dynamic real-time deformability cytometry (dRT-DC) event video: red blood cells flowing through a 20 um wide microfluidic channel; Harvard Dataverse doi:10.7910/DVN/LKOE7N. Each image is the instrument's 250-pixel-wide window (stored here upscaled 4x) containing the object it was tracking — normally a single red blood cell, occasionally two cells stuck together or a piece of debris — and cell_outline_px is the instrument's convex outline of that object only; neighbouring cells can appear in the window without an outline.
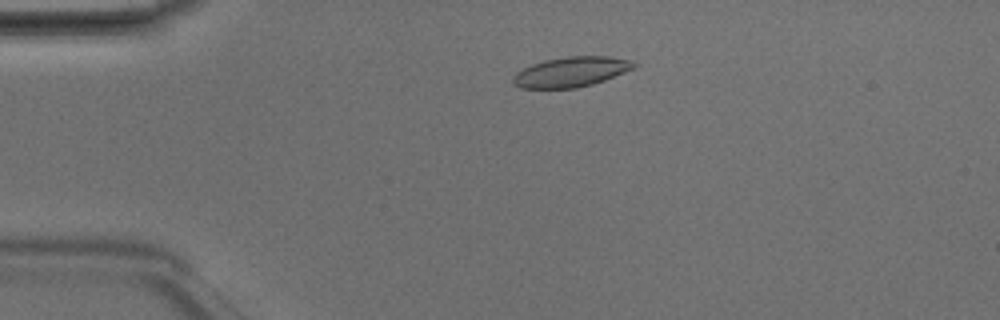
{"species": "Egyptian fruit bat (a non-hibernating species)", "species_latin": "Rousettus aegyptiacus", "temperature_condition": "room temperature", "stored_images_in_passage": 45, "camera_frame_rate_fps": 3000, "um_per_image_px": 0.085, "animal": {"sex": "male"}, "frame": {"image": 1, "passage_image": 7, "time_ms": 2.0, "image_size_px": [1000, 320], "cell_outline_px": [[636, 64], [632, 68], [624, 72], [604, 80], [592, 84], [576, 88], [520, 88], [512, 80], [512, 76], [516, 72], [532, 64], [544, 60], [568, 56], [608, 56], [632, 60]], "centroid_in_image_um": [48.52, 6.1], "position_along_channel_um": 36.5, "area_um2": 20.98}}
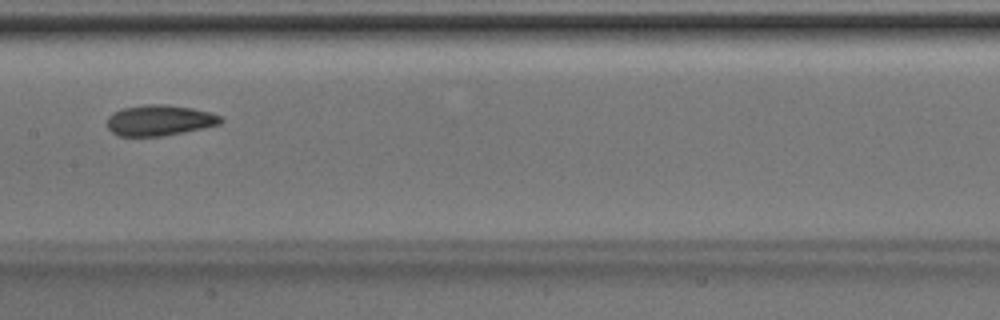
{"frame": {"image": 2, "passage_image": 21, "time_ms": 6.667, "image_size_px": [1000, 320], "cell_outline_px": [[224, 120], [220, 124], [184, 132], [164, 136], [120, 136], [112, 132], [108, 128], [108, 116], [112, 112], [124, 108], [144, 104], [164, 104], [192, 108], [208, 112], [220, 116]], "centroid_in_image_um": [13.54, 10.23], "position_along_channel_um": 193.9, "area_um2": 20.29}}
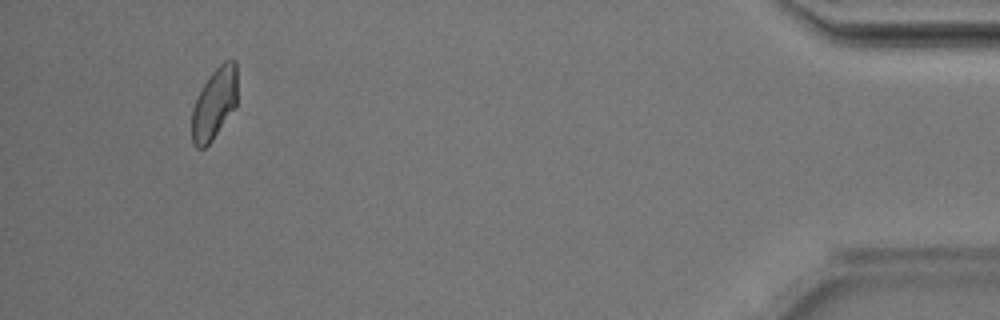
{"frame": {"image": 3, "passage_image": 42, "time_ms": 13.667, "image_size_px": [1000, 320], "cell_outline_px": [[236, 104], [212, 140], [204, 148], [196, 148], [192, 144], [192, 108], [204, 84], [212, 72], [224, 60], [236, 60]], "centroid_in_image_um": [18.2, 8.81], "position_along_channel_um": 417.0, "area_um2": 18.5}, "authors_computed_cell_mechanics": {"area_um2": 20.4034, "velocity_mm_per_s": 4.1839, "shape_relaxation_time_tau1_ms": 3.8167, "shape_relaxation_time_tau2_ms": 2.7631, "deformation_change_tau1": 0.0945, "deformation_change_tau2": 0.0749}}